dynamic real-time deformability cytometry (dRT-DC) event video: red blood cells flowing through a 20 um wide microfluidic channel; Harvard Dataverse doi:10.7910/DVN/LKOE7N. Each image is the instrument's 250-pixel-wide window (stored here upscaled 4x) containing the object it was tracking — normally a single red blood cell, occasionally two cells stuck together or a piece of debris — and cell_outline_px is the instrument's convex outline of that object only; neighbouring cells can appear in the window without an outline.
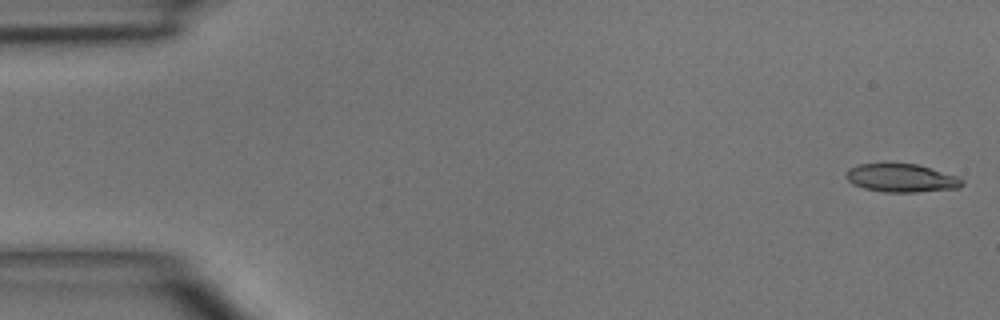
{"species": "common noctule bat (a hibernating species)", "species_latin": "Nyctalus noctula", "temperature_condition": "room temperature", "stored_images_in_passage": 4, "camera_frame_rate_fps": 3000, "um_per_image_px": 0.085, "animal": {"sex": "male", "body_mass_g": 15.6}, "frame": {"image": 1, "passage_image": 1, "time_ms": 0.0, "image_size_px": [1000, 320], "cell_outline_px": [[964, 184], [960, 188], [916, 192], [884, 192], [864, 188], [852, 184], [844, 176], [848, 168], [860, 164], [916, 164], [956, 176], [964, 180]], "centroid_in_image_um": [76.6, 15.14], "position_along_channel_um": 8.4, "area_um2": 19.02}}